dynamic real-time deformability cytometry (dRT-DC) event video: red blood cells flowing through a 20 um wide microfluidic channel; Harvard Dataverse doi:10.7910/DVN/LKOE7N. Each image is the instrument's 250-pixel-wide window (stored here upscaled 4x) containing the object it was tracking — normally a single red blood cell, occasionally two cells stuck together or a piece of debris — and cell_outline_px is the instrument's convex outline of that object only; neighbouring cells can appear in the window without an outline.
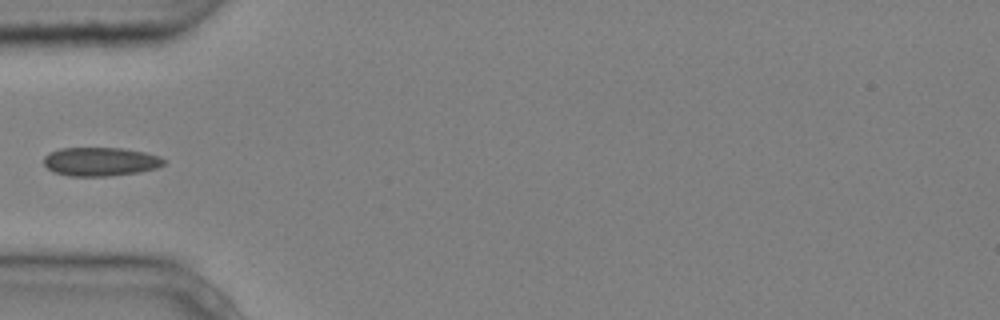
{"species": "common noctule bat (a hibernating species)", "species_latin": "Nyctalus noctula", "temperature_condition": "cold", "stored_images_in_passage": 5, "camera_frame_rate_fps": 3000, "um_per_image_px": 0.085, "animal": {"sex": "male", "body_mass_g": 20.4}, "frame": {"image": 1, "passage_image": 5, "time_ms": 1.333, "image_size_px": [1000, 320], "cell_outline_px": [[164, 164], [156, 168], [140, 172], [108, 176], [68, 176], [52, 172], [44, 164], [44, 156], [48, 152], [60, 148], [120, 148], [144, 152], [160, 156], [164, 160]], "centroid_in_image_um": [8.5, 13.74], "position_along_channel_um": 76.5, "area_um2": 20.17}}